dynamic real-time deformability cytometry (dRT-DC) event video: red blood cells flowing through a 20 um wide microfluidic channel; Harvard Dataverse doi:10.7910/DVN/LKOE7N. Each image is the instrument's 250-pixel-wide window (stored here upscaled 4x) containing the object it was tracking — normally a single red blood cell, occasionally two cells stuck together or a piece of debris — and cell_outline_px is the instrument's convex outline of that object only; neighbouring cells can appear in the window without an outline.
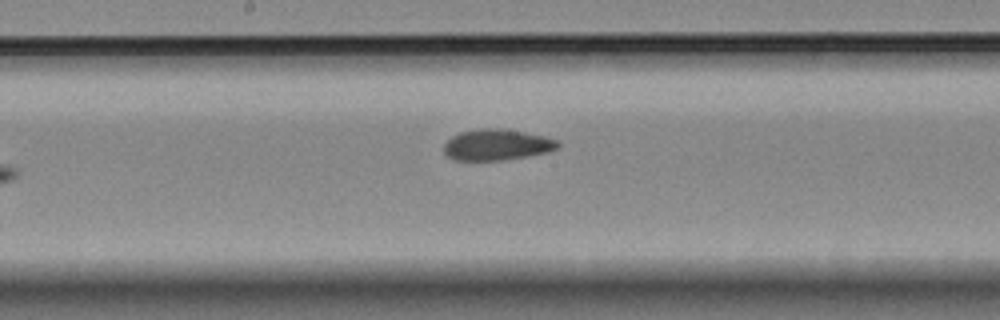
{"species": "Egyptian fruit bat (a non-hibernating species)", "species_latin": "Rousettus aegyptiacus", "temperature_condition": "room temperature", "stored_images_in_passage": 5, "camera_frame_rate_fps": 3000, "um_per_image_px": 0.085, "animal": {"sex": "female"}, "frame": {"image": 1, "passage_image": 5, "time_ms": 4.667, "image_size_px": [1000, 320], "cell_outline_px": [[560, 148], [548, 152], [528, 156], [500, 160], [452, 160], [444, 152], [444, 144], [452, 136], [460, 132], [480, 128], [504, 128], [544, 136], [556, 140], [560, 144]], "centroid_in_image_um": [42.24, 12.3], "position_along_channel_um": 206.0, "area_um2": 20.69}}